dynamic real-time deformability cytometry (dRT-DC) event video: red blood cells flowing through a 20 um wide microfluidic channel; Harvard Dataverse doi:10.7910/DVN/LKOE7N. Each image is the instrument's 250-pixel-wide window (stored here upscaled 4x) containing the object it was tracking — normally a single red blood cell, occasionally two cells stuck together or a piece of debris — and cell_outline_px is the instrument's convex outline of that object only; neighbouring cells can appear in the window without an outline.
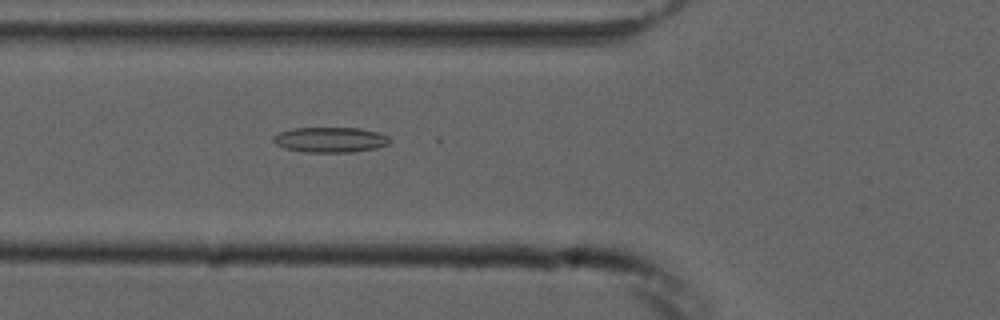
{"species": "common noctule bat (a hibernating species)", "species_latin": "Nyctalus noctula", "temperature_condition": "cold", "stored_images_in_passage": 5, "camera_frame_rate_fps": 3000, "um_per_image_px": 0.085, "animal": {"sex": "male", "forearm_length_mm": 52.5}, "frame": {"image": 1, "passage_image": 5, "time_ms": 5.333, "image_size_px": [1000, 320], "cell_outline_px": [[392, 140], [388, 144], [376, 148], [352, 152], [304, 152], [284, 148], [276, 144], [272, 140], [272, 136], [280, 132], [292, 128], [360, 128], [376, 132], [388, 136]], "centroid_in_image_um": [28.06, 11.88], "position_along_channel_um": 97.7, "area_um2": 17.17}}